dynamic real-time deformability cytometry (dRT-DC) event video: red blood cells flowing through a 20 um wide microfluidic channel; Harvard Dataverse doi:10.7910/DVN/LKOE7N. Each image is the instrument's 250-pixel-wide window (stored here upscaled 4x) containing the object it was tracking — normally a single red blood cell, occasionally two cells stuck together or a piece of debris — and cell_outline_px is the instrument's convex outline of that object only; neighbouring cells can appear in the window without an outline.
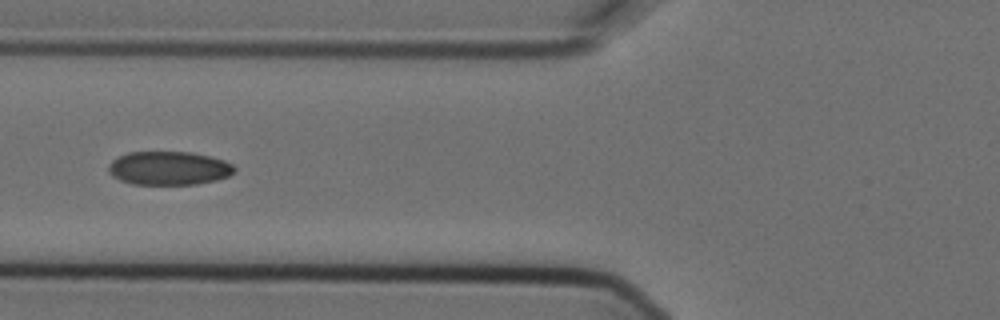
{"species": "Egyptian fruit bat (a non-hibernating species)", "species_latin": "Rousettus aegyptiacus", "temperature_condition": "cold", "stored_images_in_passage": 8, "camera_frame_rate_fps": 3000, "um_per_image_px": 0.085, "animal": {"sex": "female"}, "frame": {"image": 1, "passage_image": 6, "time_ms": 1.667, "image_size_px": [1000, 320], "cell_outline_px": [[236, 168], [228, 176], [216, 180], [196, 184], [132, 184], [120, 180], [112, 176], [108, 172], [108, 164], [112, 160], [128, 152], [192, 152], [224, 160], [232, 164]], "centroid_in_image_um": [14.32, 14.29], "position_along_channel_um": 111.5, "area_um2": 24.62}}
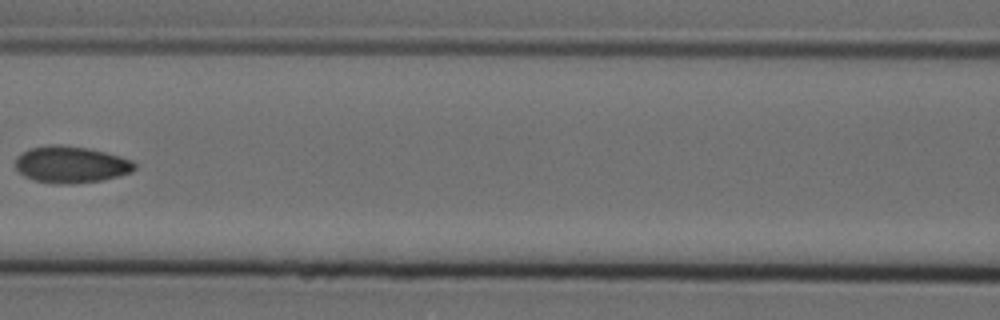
{"frame": {"image": 2, "passage_image": 7, "time_ms": 2.0, "image_size_px": [1000, 320], "cell_outline_px": [[136, 168], [132, 172], [100, 180], [68, 184], [56, 184], [32, 180], [24, 176], [16, 168], [16, 156], [32, 148], [88, 148], [120, 156], [132, 160], [136, 164]], "centroid_in_image_um": [6.07, 14.04], "position_along_channel_um": 160.5, "area_um2": 24.45}}
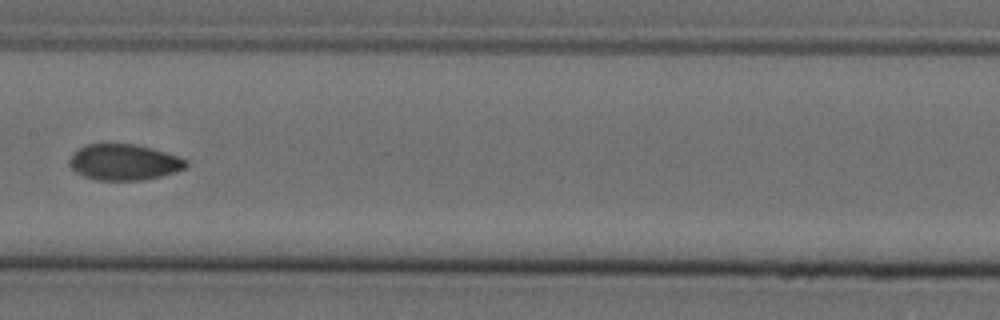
{"frame": {"image": 3, "passage_image": 8, "time_ms": 2.333, "image_size_px": [1000, 320], "cell_outline_px": [[188, 164], [184, 168], [176, 172], [160, 176], [140, 180], [96, 180], [84, 176], [76, 172], [68, 164], [68, 160], [72, 152], [88, 144], [136, 144], [152, 148], [188, 160]], "centroid_in_image_um": [10.51, 13.78], "position_along_channel_um": 196.9, "area_um2": 24.39}}